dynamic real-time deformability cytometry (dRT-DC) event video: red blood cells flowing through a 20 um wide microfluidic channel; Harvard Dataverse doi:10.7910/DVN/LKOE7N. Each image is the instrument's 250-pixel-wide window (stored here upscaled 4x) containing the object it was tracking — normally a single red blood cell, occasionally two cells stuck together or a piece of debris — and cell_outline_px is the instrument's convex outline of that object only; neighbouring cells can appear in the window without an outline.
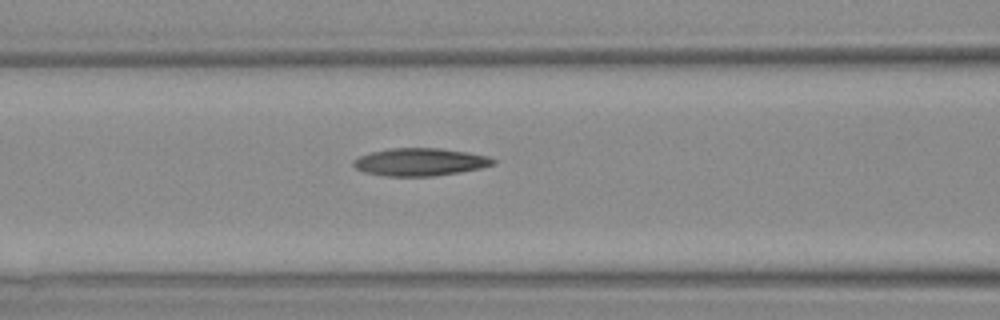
{"species": "Egyptian fruit bat (a non-hibernating species)", "species_latin": "Rousettus aegyptiacus", "temperature_condition": "warm", "stored_images_in_passage": 4, "segment_of_instrument_passage": [1, 2], "camera_frame_rate_fps": 3000, "um_per_image_px": 0.085, "animal": {"sex": "female"}, "frame": {"image": 1, "passage_image": 3, "time_ms": 2.333, "image_size_px": [1000, 320], "cell_outline_px": [[496, 164], [480, 168], [460, 172], [432, 176], [384, 176], [364, 172], [356, 168], [352, 164], [352, 160], [360, 156], [372, 152], [388, 148], [440, 148], [468, 152], [488, 156], [496, 160]], "centroid_in_image_um": [35.71, 13.76], "position_along_channel_um": 130.9, "area_um2": 22.6}}